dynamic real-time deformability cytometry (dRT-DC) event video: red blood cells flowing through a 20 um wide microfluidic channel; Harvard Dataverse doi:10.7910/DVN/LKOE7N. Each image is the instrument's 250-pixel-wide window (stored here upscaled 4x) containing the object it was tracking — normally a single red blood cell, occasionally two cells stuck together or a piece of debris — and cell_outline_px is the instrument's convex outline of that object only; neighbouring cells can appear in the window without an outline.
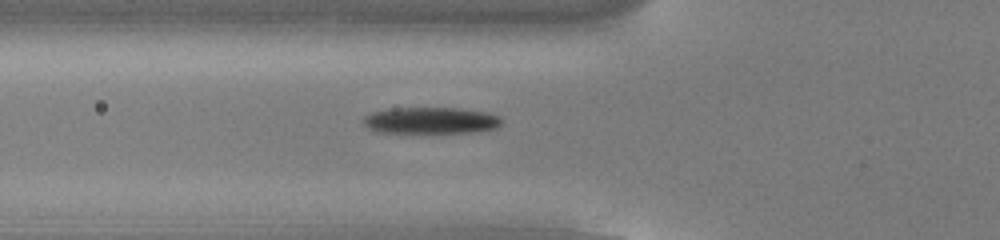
{"species": "common noctule bat (a hibernating species)", "species_latin": "Nyctalus noctula", "temperature_condition": "cold", "stored_images_in_passage": 36, "camera_frame_rate_fps": 3000, "um_per_image_px": 0.085, "animal": {"sex": "male", "body_mass_g": 13.0, "forearm_length_mm": 53.1}, "frame": {"image": 1, "passage_image": 2, "time_ms": 0.333, "image_size_px": [1000, 240], "cell_outline_px": [[504, 120], [496, 128], [480, 132], [376, 132], [368, 128], [364, 124], [364, 116], [372, 112], [396, 108], [460, 108], [488, 112], [500, 116]], "centroid_in_image_um": [36.68, 10.24], "position_along_channel_um": 89.1, "area_um2": 21.39}}
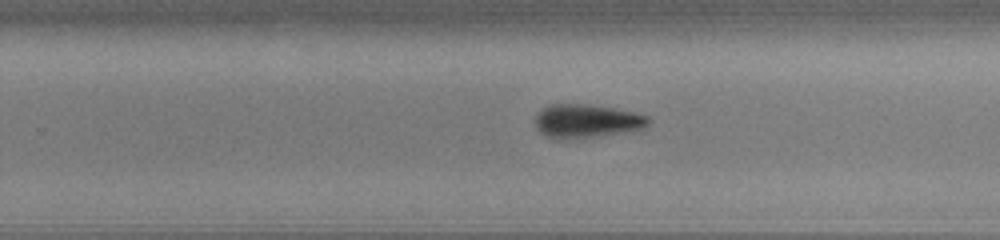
{"frame": {"image": 2, "passage_image": 17, "time_ms": 5.333, "image_size_px": [1000, 240], "cell_outline_px": [[648, 124], [644, 128], [632, 132], [568, 140], [556, 140], [544, 136], [536, 128], [536, 116], [548, 104], [588, 104], [612, 108], [632, 112], [648, 116]], "centroid_in_image_um": [49.85, 10.32], "position_along_channel_um": 280.0, "area_um2": 22.48}}
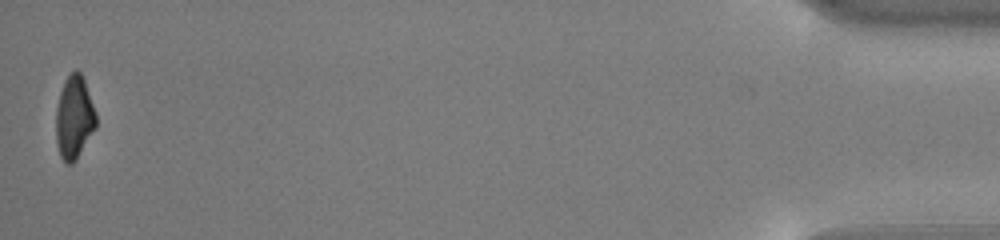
{"frame": {"image": 3, "passage_image": 36, "time_ms": 11.667, "image_size_px": [1000, 240], "cell_outline_px": [[96, 128], [76, 160], [72, 164], [68, 164], [60, 156], [56, 144], [56, 108], [60, 92], [64, 80], [76, 68], [80, 72], [84, 80], [96, 112]], "centroid_in_image_um": [6.3, 9.99], "position_along_channel_um": 428.9, "area_um2": 19.48}}